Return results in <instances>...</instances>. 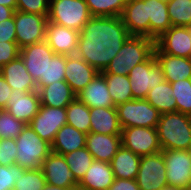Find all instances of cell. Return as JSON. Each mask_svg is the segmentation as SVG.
Wrapping results in <instances>:
<instances>
[{
  "label": "cell",
  "mask_w": 191,
  "mask_h": 190,
  "mask_svg": "<svg viewBox=\"0 0 191 190\" xmlns=\"http://www.w3.org/2000/svg\"><path fill=\"white\" fill-rule=\"evenodd\" d=\"M130 36L121 17H91L80 32L76 55L101 73Z\"/></svg>",
  "instance_id": "1"
},
{
  "label": "cell",
  "mask_w": 191,
  "mask_h": 190,
  "mask_svg": "<svg viewBox=\"0 0 191 190\" xmlns=\"http://www.w3.org/2000/svg\"><path fill=\"white\" fill-rule=\"evenodd\" d=\"M157 133L162 150H187L191 145V116L172 112L160 115Z\"/></svg>",
  "instance_id": "2"
},
{
  "label": "cell",
  "mask_w": 191,
  "mask_h": 190,
  "mask_svg": "<svg viewBox=\"0 0 191 190\" xmlns=\"http://www.w3.org/2000/svg\"><path fill=\"white\" fill-rule=\"evenodd\" d=\"M154 49L155 40L145 36H130L101 73L128 75L137 64L147 61L154 54Z\"/></svg>",
  "instance_id": "3"
},
{
  "label": "cell",
  "mask_w": 191,
  "mask_h": 190,
  "mask_svg": "<svg viewBox=\"0 0 191 190\" xmlns=\"http://www.w3.org/2000/svg\"><path fill=\"white\" fill-rule=\"evenodd\" d=\"M17 147L16 164L25 169H39L46 157L52 152L51 144L41 139L26 125L15 138Z\"/></svg>",
  "instance_id": "4"
},
{
  "label": "cell",
  "mask_w": 191,
  "mask_h": 190,
  "mask_svg": "<svg viewBox=\"0 0 191 190\" xmlns=\"http://www.w3.org/2000/svg\"><path fill=\"white\" fill-rule=\"evenodd\" d=\"M91 17L85 0H50L49 22L81 32Z\"/></svg>",
  "instance_id": "5"
},
{
  "label": "cell",
  "mask_w": 191,
  "mask_h": 190,
  "mask_svg": "<svg viewBox=\"0 0 191 190\" xmlns=\"http://www.w3.org/2000/svg\"><path fill=\"white\" fill-rule=\"evenodd\" d=\"M121 128H156L160 112L146 99H133L116 107Z\"/></svg>",
  "instance_id": "6"
},
{
  "label": "cell",
  "mask_w": 191,
  "mask_h": 190,
  "mask_svg": "<svg viewBox=\"0 0 191 190\" xmlns=\"http://www.w3.org/2000/svg\"><path fill=\"white\" fill-rule=\"evenodd\" d=\"M127 76L133 99H145L150 89L165 81L163 71L154 54L147 61L133 67Z\"/></svg>",
  "instance_id": "7"
},
{
  "label": "cell",
  "mask_w": 191,
  "mask_h": 190,
  "mask_svg": "<svg viewBox=\"0 0 191 190\" xmlns=\"http://www.w3.org/2000/svg\"><path fill=\"white\" fill-rule=\"evenodd\" d=\"M16 43L21 49L45 41L48 18L44 15L14 11Z\"/></svg>",
  "instance_id": "8"
},
{
  "label": "cell",
  "mask_w": 191,
  "mask_h": 190,
  "mask_svg": "<svg viewBox=\"0 0 191 190\" xmlns=\"http://www.w3.org/2000/svg\"><path fill=\"white\" fill-rule=\"evenodd\" d=\"M136 181L140 190H161L168 186L162 151L141 156Z\"/></svg>",
  "instance_id": "9"
},
{
  "label": "cell",
  "mask_w": 191,
  "mask_h": 190,
  "mask_svg": "<svg viewBox=\"0 0 191 190\" xmlns=\"http://www.w3.org/2000/svg\"><path fill=\"white\" fill-rule=\"evenodd\" d=\"M122 145L139 156L162 151L156 128L127 127L121 131Z\"/></svg>",
  "instance_id": "10"
},
{
  "label": "cell",
  "mask_w": 191,
  "mask_h": 190,
  "mask_svg": "<svg viewBox=\"0 0 191 190\" xmlns=\"http://www.w3.org/2000/svg\"><path fill=\"white\" fill-rule=\"evenodd\" d=\"M168 186L191 189V161L187 150H162Z\"/></svg>",
  "instance_id": "11"
},
{
  "label": "cell",
  "mask_w": 191,
  "mask_h": 190,
  "mask_svg": "<svg viewBox=\"0 0 191 190\" xmlns=\"http://www.w3.org/2000/svg\"><path fill=\"white\" fill-rule=\"evenodd\" d=\"M154 53H167L172 56L191 58L190 27L171 26L155 40Z\"/></svg>",
  "instance_id": "12"
},
{
  "label": "cell",
  "mask_w": 191,
  "mask_h": 190,
  "mask_svg": "<svg viewBox=\"0 0 191 190\" xmlns=\"http://www.w3.org/2000/svg\"><path fill=\"white\" fill-rule=\"evenodd\" d=\"M67 124L66 108L40 106L39 112L28 124L37 135L52 144L57 131Z\"/></svg>",
  "instance_id": "13"
},
{
  "label": "cell",
  "mask_w": 191,
  "mask_h": 190,
  "mask_svg": "<svg viewBox=\"0 0 191 190\" xmlns=\"http://www.w3.org/2000/svg\"><path fill=\"white\" fill-rule=\"evenodd\" d=\"M55 55L46 41L27 45L20 49L24 65L36 83L46 80L47 63Z\"/></svg>",
  "instance_id": "14"
},
{
  "label": "cell",
  "mask_w": 191,
  "mask_h": 190,
  "mask_svg": "<svg viewBox=\"0 0 191 190\" xmlns=\"http://www.w3.org/2000/svg\"><path fill=\"white\" fill-rule=\"evenodd\" d=\"M46 184L60 188L77 189L79 182L75 179L63 155L51 152L41 165Z\"/></svg>",
  "instance_id": "15"
},
{
  "label": "cell",
  "mask_w": 191,
  "mask_h": 190,
  "mask_svg": "<svg viewBox=\"0 0 191 190\" xmlns=\"http://www.w3.org/2000/svg\"><path fill=\"white\" fill-rule=\"evenodd\" d=\"M41 106L38 90L22 92L13 90L5 108L14 118L26 125L39 112Z\"/></svg>",
  "instance_id": "16"
},
{
  "label": "cell",
  "mask_w": 191,
  "mask_h": 190,
  "mask_svg": "<svg viewBox=\"0 0 191 190\" xmlns=\"http://www.w3.org/2000/svg\"><path fill=\"white\" fill-rule=\"evenodd\" d=\"M120 17L131 36L150 38V18L143 0H127Z\"/></svg>",
  "instance_id": "17"
},
{
  "label": "cell",
  "mask_w": 191,
  "mask_h": 190,
  "mask_svg": "<svg viewBox=\"0 0 191 190\" xmlns=\"http://www.w3.org/2000/svg\"><path fill=\"white\" fill-rule=\"evenodd\" d=\"M79 36V31L59 26L49 21L47 23L45 41L55 54L65 56L75 55L78 48Z\"/></svg>",
  "instance_id": "18"
},
{
  "label": "cell",
  "mask_w": 191,
  "mask_h": 190,
  "mask_svg": "<svg viewBox=\"0 0 191 190\" xmlns=\"http://www.w3.org/2000/svg\"><path fill=\"white\" fill-rule=\"evenodd\" d=\"M99 72L87 64L81 57L66 56L65 81L77 95L81 92Z\"/></svg>",
  "instance_id": "19"
},
{
  "label": "cell",
  "mask_w": 191,
  "mask_h": 190,
  "mask_svg": "<svg viewBox=\"0 0 191 190\" xmlns=\"http://www.w3.org/2000/svg\"><path fill=\"white\" fill-rule=\"evenodd\" d=\"M121 146V135L89 132L86 136V148L95 160L110 163Z\"/></svg>",
  "instance_id": "20"
},
{
  "label": "cell",
  "mask_w": 191,
  "mask_h": 190,
  "mask_svg": "<svg viewBox=\"0 0 191 190\" xmlns=\"http://www.w3.org/2000/svg\"><path fill=\"white\" fill-rule=\"evenodd\" d=\"M114 180L111 164L94 159L79 182L77 190H108Z\"/></svg>",
  "instance_id": "21"
},
{
  "label": "cell",
  "mask_w": 191,
  "mask_h": 190,
  "mask_svg": "<svg viewBox=\"0 0 191 190\" xmlns=\"http://www.w3.org/2000/svg\"><path fill=\"white\" fill-rule=\"evenodd\" d=\"M0 73L13 90L22 92L37 90L36 83L27 71L20 55L16 59L5 64L0 69Z\"/></svg>",
  "instance_id": "22"
},
{
  "label": "cell",
  "mask_w": 191,
  "mask_h": 190,
  "mask_svg": "<svg viewBox=\"0 0 191 190\" xmlns=\"http://www.w3.org/2000/svg\"><path fill=\"white\" fill-rule=\"evenodd\" d=\"M76 97L89 108L115 107L109 94L105 77L102 73L97 76Z\"/></svg>",
  "instance_id": "23"
},
{
  "label": "cell",
  "mask_w": 191,
  "mask_h": 190,
  "mask_svg": "<svg viewBox=\"0 0 191 190\" xmlns=\"http://www.w3.org/2000/svg\"><path fill=\"white\" fill-rule=\"evenodd\" d=\"M116 107L90 108V132L106 135H121Z\"/></svg>",
  "instance_id": "24"
},
{
  "label": "cell",
  "mask_w": 191,
  "mask_h": 190,
  "mask_svg": "<svg viewBox=\"0 0 191 190\" xmlns=\"http://www.w3.org/2000/svg\"><path fill=\"white\" fill-rule=\"evenodd\" d=\"M154 55L167 82L191 79V58L172 56L167 53H154Z\"/></svg>",
  "instance_id": "25"
},
{
  "label": "cell",
  "mask_w": 191,
  "mask_h": 190,
  "mask_svg": "<svg viewBox=\"0 0 191 190\" xmlns=\"http://www.w3.org/2000/svg\"><path fill=\"white\" fill-rule=\"evenodd\" d=\"M38 93L41 105L48 107L66 108L76 98V94L65 80L43 86Z\"/></svg>",
  "instance_id": "26"
},
{
  "label": "cell",
  "mask_w": 191,
  "mask_h": 190,
  "mask_svg": "<svg viewBox=\"0 0 191 190\" xmlns=\"http://www.w3.org/2000/svg\"><path fill=\"white\" fill-rule=\"evenodd\" d=\"M86 136L75 127L65 124L56 133L51 144V151L59 155L76 151L86 147Z\"/></svg>",
  "instance_id": "27"
},
{
  "label": "cell",
  "mask_w": 191,
  "mask_h": 190,
  "mask_svg": "<svg viewBox=\"0 0 191 190\" xmlns=\"http://www.w3.org/2000/svg\"><path fill=\"white\" fill-rule=\"evenodd\" d=\"M140 159L141 156L122 145L110 162L115 178L136 179Z\"/></svg>",
  "instance_id": "28"
},
{
  "label": "cell",
  "mask_w": 191,
  "mask_h": 190,
  "mask_svg": "<svg viewBox=\"0 0 191 190\" xmlns=\"http://www.w3.org/2000/svg\"><path fill=\"white\" fill-rule=\"evenodd\" d=\"M147 5L148 17L150 18V38L156 40L171 26L167 11V2L158 0H143Z\"/></svg>",
  "instance_id": "29"
},
{
  "label": "cell",
  "mask_w": 191,
  "mask_h": 190,
  "mask_svg": "<svg viewBox=\"0 0 191 190\" xmlns=\"http://www.w3.org/2000/svg\"><path fill=\"white\" fill-rule=\"evenodd\" d=\"M160 114L177 112L175 98L172 97V87L166 80L150 89L145 98Z\"/></svg>",
  "instance_id": "30"
},
{
  "label": "cell",
  "mask_w": 191,
  "mask_h": 190,
  "mask_svg": "<svg viewBox=\"0 0 191 190\" xmlns=\"http://www.w3.org/2000/svg\"><path fill=\"white\" fill-rule=\"evenodd\" d=\"M105 77L108 91L115 107L133 100L130 80L127 75L102 73Z\"/></svg>",
  "instance_id": "31"
},
{
  "label": "cell",
  "mask_w": 191,
  "mask_h": 190,
  "mask_svg": "<svg viewBox=\"0 0 191 190\" xmlns=\"http://www.w3.org/2000/svg\"><path fill=\"white\" fill-rule=\"evenodd\" d=\"M67 124L75 127L80 132H90V108L77 97L66 107Z\"/></svg>",
  "instance_id": "32"
},
{
  "label": "cell",
  "mask_w": 191,
  "mask_h": 190,
  "mask_svg": "<svg viewBox=\"0 0 191 190\" xmlns=\"http://www.w3.org/2000/svg\"><path fill=\"white\" fill-rule=\"evenodd\" d=\"M92 17H120L127 0H85Z\"/></svg>",
  "instance_id": "33"
},
{
  "label": "cell",
  "mask_w": 191,
  "mask_h": 190,
  "mask_svg": "<svg viewBox=\"0 0 191 190\" xmlns=\"http://www.w3.org/2000/svg\"><path fill=\"white\" fill-rule=\"evenodd\" d=\"M66 159L71 172L75 179L80 182L84 177L86 171L89 169L93 162V156L86 147L77 149L76 151L63 155Z\"/></svg>",
  "instance_id": "34"
},
{
  "label": "cell",
  "mask_w": 191,
  "mask_h": 190,
  "mask_svg": "<svg viewBox=\"0 0 191 190\" xmlns=\"http://www.w3.org/2000/svg\"><path fill=\"white\" fill-rule=\"evenodd\" d=\"M167 11L172 26L191 27V0H168Z\"/></svg>",
  "instance_id": "35"
},
{
  "label": "cell",
  "mask_w": 191,
  "mask_h": 190,
  "mask_svg": "<svg viewBox=\"0 0 191 190\" xmlns=\"http://www.w3.org/2000/svg\"><path fill=\"white\" fill-rule=\"evenodd\" d=\"M172 97L176 100L177 112L191 116V79L170 83Z\"/></svg>",
  "instance_id": "36"
},
{
  "label": "cell",
  "mask_w": 191,
  "mask_h": 190,
  "mask_svg": "<svg viewBox=\"0 0 191 190\" xmlns=\"http://www.w3.org/2000/svg\"><path fill=\"white\" fill-rule=\"evenodd\" d=\"M46 186V179L43 171L39 169H26L19 174L13 190H43Z\"/></svg>",
  "instance_id": "37"
},
{
  "label": "cell",
  "mask_w": 191,
  "mask_h": 190,
  "mask_svg": "<svg viewBox=\"0 0 191 190\" xmlns=\"http://www.w3.org/2000/svg\"><path fill=\"white\" fill-rule=\"evenodd\" d=\"M65 67H66V56L61 54H55L50 61L47 63L46 68V80H42L37 85V90L43 86L50 85L57 81L65 80Z\"/></svg>",
  "instance_id": "38"
},
{
  "label": "cell",
  "mask_w": 191,
  "mask_h": 190,
  "mask_svg": "<svg viewBox=\"0 0 191 190\" xmlns=\"http://www.w3.org/2000/svg\"><path fill=\"white\" fill-rule=\"evenodd\" d=\"M25 126V123L14 118L7 110H0V140L17 138Z\"/></svg>",
  "instance_id": "39"
},
{
  "label": "cell",
  "mask_w": 191,
  "mask_h": 190,
  "mask_svg": "<svg viewBox=\"0 0 191 190\" xmlns=\"http://www.w3.org/2000/svg\"><path fill=\"white\" fill-rule=\"evenodd\" d=\"M26 169L14 165H0V190H13L19 174H23Z\"/></svg>",
  "instance_id": "40"
},
{
  "label": "cell",
  "mask_w": 191,
  "mask_h": 190,
  "mask_svg": "<svg viewBox=\"0 0 191 190\" xmlns=\"http://www.w3.org/2000/svg\"><path fill=\"white\" fill-rule=\"evenodd\" d=\"M50 0H16V10L48 17Z\"/></svg>",
  "instance_id": "41"
},
{
  "label": "cell",
  "mask_w": 191,
  "mask_h": 190,
  "mask_svg": "<svg viewBox=\"0 0 191 190\" xmlns=\"http://www.w3.org/2000/svg\"><path fill=\"white\" fill-rule=\"evenodd\" d=\"M17 147L15 138L0 140V165L16 164Z\"/></svg>",
  "instance_id": "42"
},
{
  "label": "cell",
  "mask_w": 191,
  "mask_h": 190,
  "mask_svg": "<svg viewBox=\"0 0 191 190\" xmlns=\"http://www.w3.org/2000/svg\"><path fill=\"white\" fill-rule=\"evenodd\" d=\"M20 55L16 42H0V69Z\"/></svg>",
  "instance_id": "43"
},
{
  "label": "cell",
  "mask_w": 191,
  "mask_h": 190,
  "mask_svg": "<svg viewBox=\"0 0 191 190\" xmlns=\"http://www.w3.org/2000/svg\"><path fill=\"white\" fill-rule=\"evenodd\" d=\"M0 42H16L14 15L0 22Z\"/></svg>",
  "instance_id": "44"
},
{
  "label": "cell",
  "mask_w": 191,
  "mask_h": 190,
  "mask_svg": "<svg viewBox=\"0 0 191 190\" xmlns=\"http://www.w3.org/2000/svg\"><path fill=\"white\" fill-rule=\"evenodd\" d=\"M108 190H140L136 179L115 178Z\"/></svg>",
  "instance_id": "45"
},
{
  "label": "cell",
  "mask_w": 191,
  "mask_h": 190,
  "mask_svg": "<svg viewBox=\"0 0 191 190\" xmlns=\"http://www.w3.org/2000/svg\"><path fill=\"white\" fill-rule=\"evenodd\" d=\"M13 89L8 85L3 75L0 73V110L5 109Z\"/></svg>",
  "instance_id": "46"
},
{
  "label": "cell",
  "mask_w": 191,
  "mask_h": 190,
  "mask_svg": "<svg viewBox=\"0 0 191 190\" xmlns=\"http://www.w3.org/2000/svg\"><path fill=\"white\" fill-rule=\"evenodd\" d=\"M14 14V10L10 7L0 4V22L11 18Z\"/></svg>",
  "instance_id": "47"
},
{
  "label": "cell",
  "mask_w": 191,
  "mask_h": 190,
  "mask_svg": "<svg viewBox=\"0 0 191 190\" xmlns=\"http://www.w3.org/2000/svg\"><path fill=\"white\" fill-rule=\"evenodd\" d=\"M0 4L16 10V0H0Z\"/></svg>",
  "instance_id": "48"
},
{
  "label": "cell",
  "mask_w": 191,
  "mask_h": 190,
  "mask_svg": "<svg viewBox=\"0 0 191 190\" xmlns=\"http://www.w3.org/2000/svg\"><path fill=\"white\" fill-rule=\"evenodd\" d=\"M43 190H77V189H70V188H60L54 185H48L46 184L45 188Z\"/></svg>",
  "instance_id": "49"
},
{
  "label": "cell",
  "mask_w": 191,
  "mask_h": 190,
  "mask_svg": "<svg viewBox=\"0 0 191 190\" xmlns=\"http://www.w3.org/2000/svg\"><path fill=\"white\" fill-rule=\"evenodd\" d=\"M161 190H186V189L175 187V186H166V187H163Z\"/></svg>",
  "instance_id": "50"
},
{
  "label": "cell",
  "mask_w": 191,
  "mask_h": 190,
  "mask_svg": "<svg viewBox=\"0 0 191 190\" xmlns=\"http://www.w3.org/2000/svg\"><path fill=\"white\" fill-rule=\"evenodd\" d=\"M187 152H188V155H189V158H190V161H191V145L187 149Z\"/></svg>",
  "instance_id": "51"
}]
</instances>
